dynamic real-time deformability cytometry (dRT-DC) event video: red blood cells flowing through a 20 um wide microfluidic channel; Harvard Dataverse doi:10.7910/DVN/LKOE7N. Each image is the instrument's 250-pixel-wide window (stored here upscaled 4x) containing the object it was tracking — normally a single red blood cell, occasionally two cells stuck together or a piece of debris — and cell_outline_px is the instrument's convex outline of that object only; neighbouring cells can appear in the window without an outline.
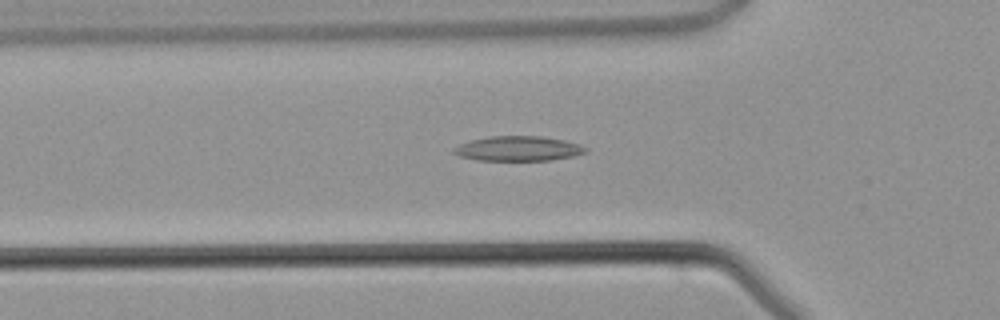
{"species": "common noctule bat (a hibernating species)", "species_latin": "Nyctalus noctula", "temperature_condition": "warm", "stored_images_in_passage": 44, "camera_frame_rate_fps": 3000, "um_per_image_px": 0.085, "animal": {"sex": "male", "body_mass_g": 21.5, "forearm_length_mm": 52.0}, "frame": {"image": 1, "passage_image": 14, "time_ms": 4.333, "image_size_px": [1000, 320], "cell_outline_px": [[588, 152], [572, 156], [552, 160], [476, 160], [460, 156], [452, 152], [452, 148], [460, 144], [472, 140], [492, 136], [540, 136], [564, 140], [580, 144], [588, 148]], "centroid_in_image_um": [44.07, 12.63], "position_along_channel_um": 81.7, "area_um2": 19.02}}
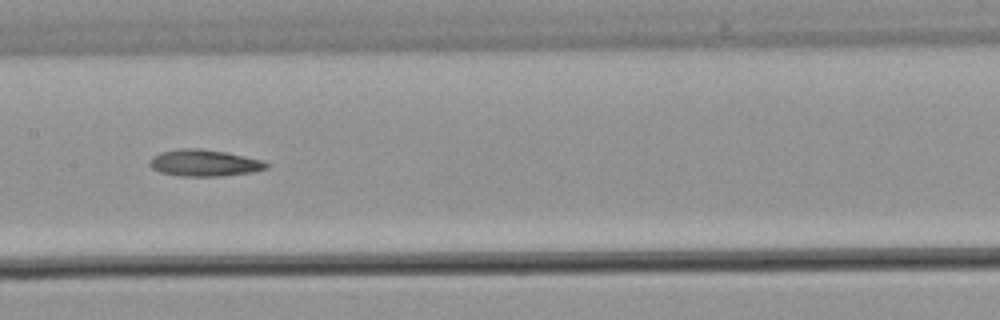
{"frame": {"image": 2, "passage_image": 21, "time_ms": 6.667, "image_size_px": [1000, 320], "cell_outline_px": [[268, 168], [256, 172], [224, 176], [180, 176], [160, 172], [152, 168], [148, 164], [148, 160], [152, 156], [160, 152], [180, 148], [200, 148], [224, 152], [264, 160], [268, 164]], "centroid_in_image_um": [17.36, 13.85], "position_along_channel_um": 190.0, "area_um2": 18.38}}
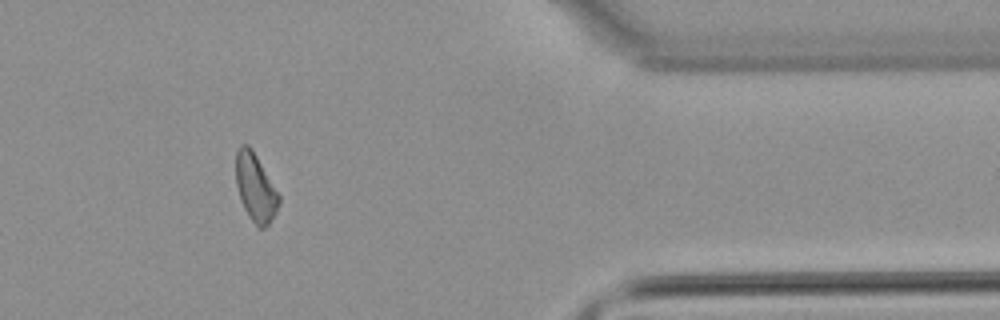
{"frame": {"image": 3, "passage_image": 36, "time_ms": 11.667, "image_size_px": [1000, 320], "cell_outline_px": [[280, 200], [276, 212], [268, 224], [264, 228], [260, 228], [248, 216], [240, 200], [236, 184], [236, 152], [240, 144], [248, 144], [252, 148], [280, 196]], "centroid_in_image_um": [21.7, 15.92], "position_along_channel_um": 389.7, "area_um2": 16.88}}